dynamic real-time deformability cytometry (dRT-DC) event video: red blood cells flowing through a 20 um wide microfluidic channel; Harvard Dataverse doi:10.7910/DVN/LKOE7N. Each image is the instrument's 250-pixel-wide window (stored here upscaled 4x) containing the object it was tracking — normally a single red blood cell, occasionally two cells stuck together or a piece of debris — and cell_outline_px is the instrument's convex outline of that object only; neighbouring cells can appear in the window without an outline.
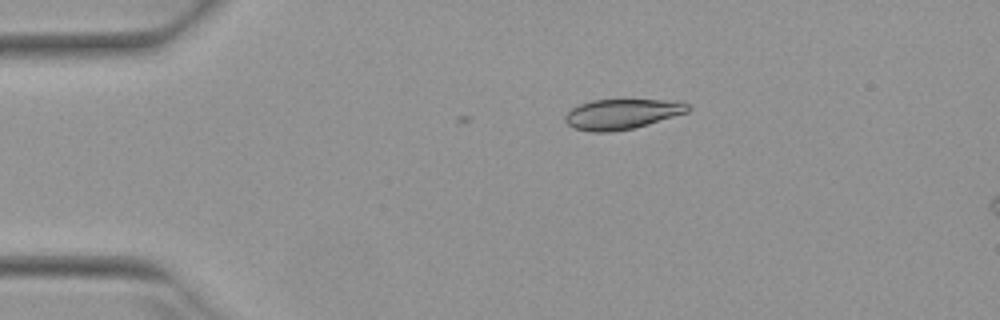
{"species": "Egyptian fruit bat (a non-hibernating species)", "species_latin": "Rousettus aegyptiacus", "temperature_condition": "warm", "stored_images_in_passage": 4, "camera_frame_rate_fps": 3000, "um_per_image_px": 0.085, "animal": {"sex": "female"}, "frame": {"image": 1, "passage_image": 1, "time_ms": 0.0, "image_size_px": [1000, 320], "cell_outline_px": [[688, 112], [648, 124], [632, 128], [612, 132], [592, 132], [572, 128], [564, 120], [564, 116], [572, 108], [580, 104], [592, 100], [664, 100], [688, 104]], "centroid_in_image_um": [52.79, 9.71], "position_along_channel_um": 32.2, "area_um2": 21.33}}